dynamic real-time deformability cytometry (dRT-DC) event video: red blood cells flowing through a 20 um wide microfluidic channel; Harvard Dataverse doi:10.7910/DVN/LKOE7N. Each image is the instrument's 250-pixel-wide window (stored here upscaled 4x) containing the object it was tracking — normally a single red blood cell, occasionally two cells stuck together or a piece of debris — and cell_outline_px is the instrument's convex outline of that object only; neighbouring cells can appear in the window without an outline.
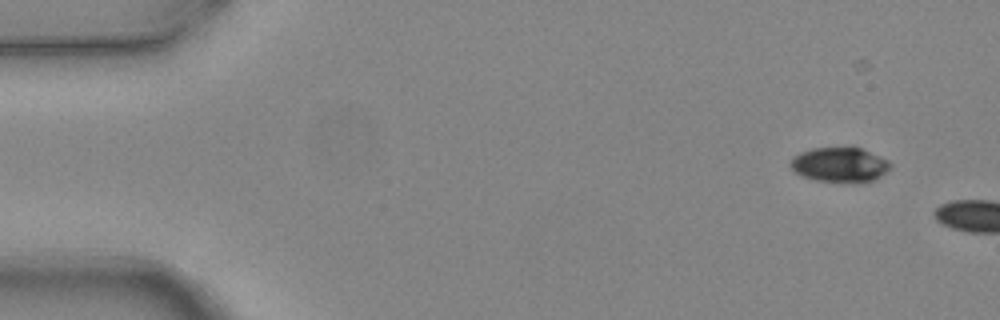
{"species": "common noctule bat (a hibernating species)", "species_latin": "Nyctalus noctula", "temperature_condition": "warm", "stored_images_in_passage": 7, "camera_frame_rate_fps": 3000, "um_per_image_px": 0.085, "animal": {"sex": "female", "body_mass_g": 24.6, "forearm_length_mm": 56.2}, "frame": {"image": 1, "passage_image": 2, "time_ms": 0.333, "image_size_px": [1000, 320], "cell_outline_px": [[892, 168], [888, 172], [876, 180], [856, 184], [816, 180], [804, 176], [796, 172], [792, 168], [792, 156], [800, 152], [812, 148], [860, 148], [888, 160], [892, 164]], "centroid_in_image_um": [71.45, 14.03], "position_along_channel_um": 13.6, "area_um2": 20.4}}
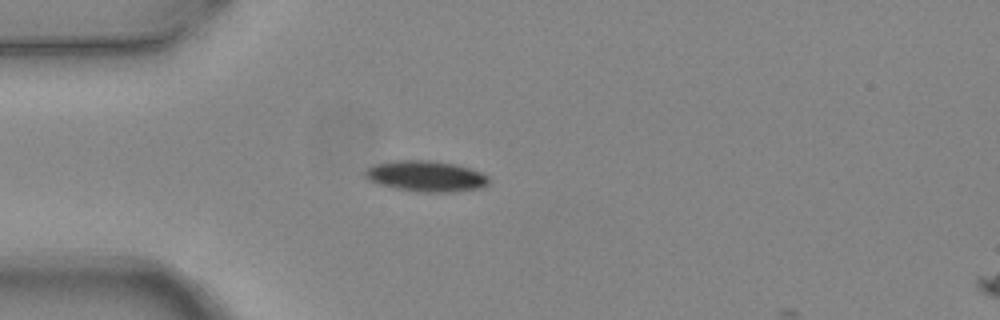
{"frame": {"image": 2, "passage_image": 6, "time_ms": 1.667, "image_size_px": [1000, 320], "cell_outline_px": [[488, 184], [480, 188], [452, 192], [424, 192], [396, 188], [376, 184], [368, 180], [364, 176], [364, 172], [372, 164], [396, 160], [428, 160], [452, 164], [468, 168], [480, 172], [488, 176]], "centroid_in_image_um": [36.15, 14.97], "position_along_channel_um": 48.8, "area_um2": 22.14}}